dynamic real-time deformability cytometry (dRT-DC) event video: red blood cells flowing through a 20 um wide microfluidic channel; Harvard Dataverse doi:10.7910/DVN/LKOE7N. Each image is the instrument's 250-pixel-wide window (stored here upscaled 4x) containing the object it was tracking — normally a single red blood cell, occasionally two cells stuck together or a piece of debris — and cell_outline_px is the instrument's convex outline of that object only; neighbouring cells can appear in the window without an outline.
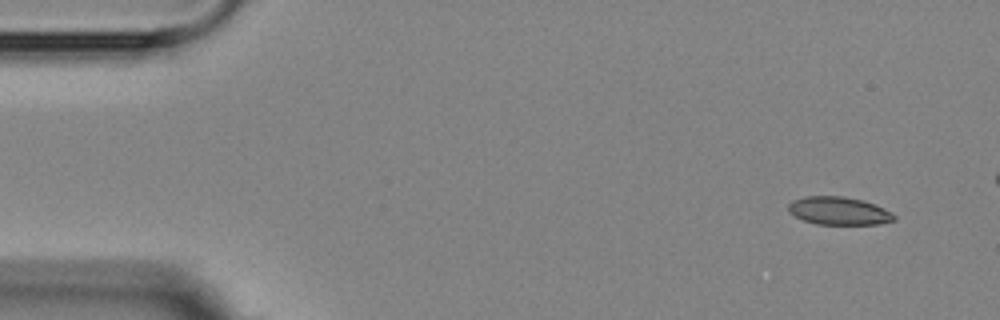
{"species": "Egyptian fruit bat (a non-hibernating species)", "species_latin": "Rousettus aegyptiacus", "temperature_condition": "room temperature", "stored_images_in_passage": 4, "camera_frame_rate_fps": 3000, "um_per_image_px": 0.085, "animal": {"sex": "female"}, "frame": {"image": 1, "passage_image": 1, "time_ms": 0.0, "image_size_px": [1000, 320], "cell_outline_px": [[896, 220], [880, 224], [816, 224], [804, 220], [788, 212], [788, 204], [792, 200], [804, 196], [844, 196], [860, 200], [884, 208], [892, 212], [896, 216]], "centroid_in_image_um": [71.29, 17.92], "position_along_channel_um": 13.7, "area_um2": 17.22}}